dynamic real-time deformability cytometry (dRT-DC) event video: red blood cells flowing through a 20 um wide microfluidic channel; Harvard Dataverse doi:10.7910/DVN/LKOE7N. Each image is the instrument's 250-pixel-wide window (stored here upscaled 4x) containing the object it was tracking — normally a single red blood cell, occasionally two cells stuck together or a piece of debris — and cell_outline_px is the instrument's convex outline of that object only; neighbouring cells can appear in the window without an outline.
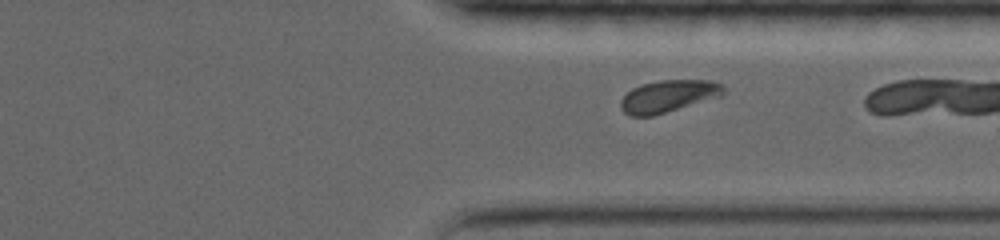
{"species": "common noctule bat (a hibernating species)", "species_latin": "Nyctalus noctula", "temperature_condition": "warm", "stored_images_in_passage": 21, "camera_frame_rate_fps": 5000, "um_per_image_px": 0.085, "animal": {"sex": "female", "body_mass_g": 19.0, "forearm_length_mm": 56.7}, "frame": {"image": 1, "passage_image": 18, "time_ms": 8.4, "image_size_px": [1000, 240], "cell_outline_px": [[724, 92], [720, 96], [652, 116], [628, 116], [620, 108], [620, 100], [632, 88], [640, 84], [660, 80], [712, 80], [724, 84]], "centroid_in_image_um": [56.78, 8.16], "position_along_channel_um": 354.6, "area_um2": 19.25}}